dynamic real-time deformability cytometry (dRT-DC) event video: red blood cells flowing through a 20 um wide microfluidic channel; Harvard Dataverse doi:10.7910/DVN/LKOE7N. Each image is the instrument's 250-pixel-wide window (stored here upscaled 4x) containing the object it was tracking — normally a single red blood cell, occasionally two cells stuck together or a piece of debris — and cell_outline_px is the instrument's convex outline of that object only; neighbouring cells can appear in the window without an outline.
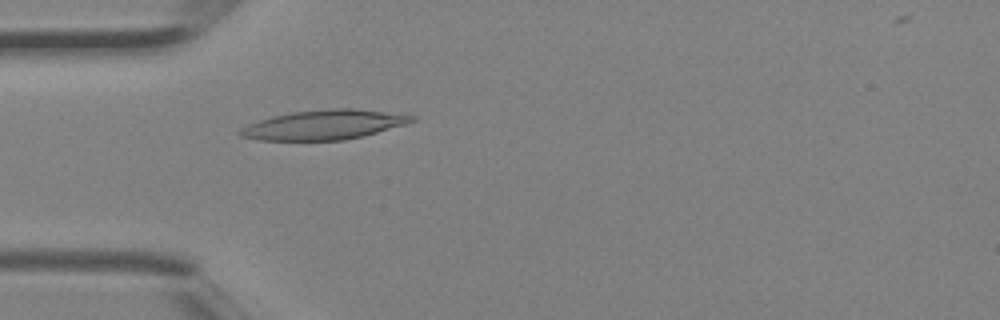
{"species": "Egyptian fruit bat (a non-hibernating species)", "species_latin": "Rousettus aegyptiacus", "temperature_condition": "room temperature", "stored_images_in_passage": 4, "camera_frame_rate_fps": 3000, "um_per_image_px": 0.085, "animal": {"sex": "female"}, "frame": {"image": 1, "passage_image": 4, "time_ms": 1.0, "image_size_px": [1000, 320], "cell_outline_px": [[416, 120], [408, 124], [364, 136], [344, 140], [260, 140], [240, 136], [236, 132], [240, 128], [248, 124], [272, 116], [292, 112], [332, 108], [352, 108], [416, 116]], "centroid_in_image_um": [27.54, 10.61], "position_along_channel_um": 57.5, "area_um2": 29.59}}